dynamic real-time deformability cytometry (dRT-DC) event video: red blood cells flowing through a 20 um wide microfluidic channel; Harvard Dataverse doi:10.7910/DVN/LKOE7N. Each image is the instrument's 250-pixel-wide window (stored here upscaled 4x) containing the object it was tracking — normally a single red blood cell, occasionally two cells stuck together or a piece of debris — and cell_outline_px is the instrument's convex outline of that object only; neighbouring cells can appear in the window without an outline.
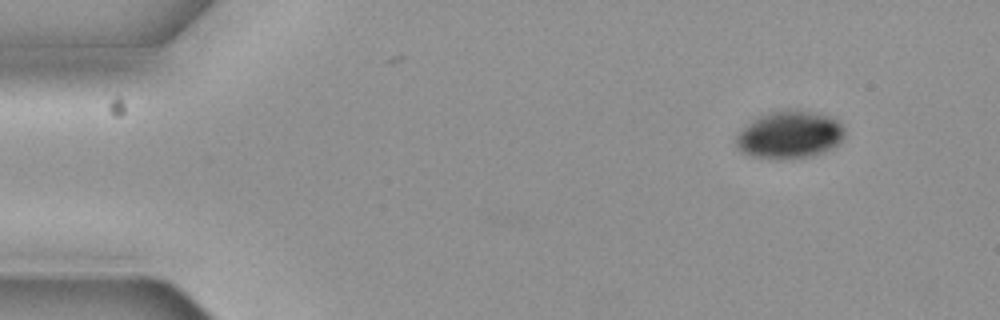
{"species": "common noctule bat (a hibernating species)", "species_latin": "Nyctalus noctula", "temperature_condition": "cold", "stored_images_in_passage": 3, "camera_frame_rate_fps": 3000, "um_per_image_px": 0.085, "animal": {"sex": "female", "body_mass_g": 19.3, "forearm_length_mm": 54.1}, "frame": {"image": 1, "passage_image": 1, "time_ms": 0.0, "image_size_px": [1000, 320], "cell_outline_px": [[844, 136], [840, 144], [832, 148], [808, 156], [752, 156], [744, 152], [736, 144], [736, 136], [752, 120], [760, 116], [772, 112], [812, 112], [832, 116], [844, 128]], "centroid_in_image_um": [67.17, 11.43], "position_along_channel_um": 17.8, "area_um2": 28.5}}